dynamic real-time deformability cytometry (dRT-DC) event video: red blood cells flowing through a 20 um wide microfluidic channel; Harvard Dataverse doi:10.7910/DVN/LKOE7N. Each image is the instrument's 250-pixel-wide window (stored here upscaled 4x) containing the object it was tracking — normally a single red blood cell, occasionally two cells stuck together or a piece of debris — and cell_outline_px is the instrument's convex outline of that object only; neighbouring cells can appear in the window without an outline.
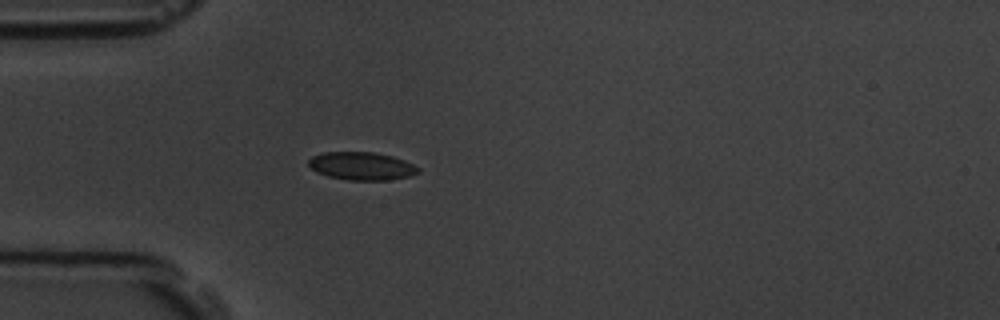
{"species": "common noctule bat (a hibernating species)", "species_latin": "Nyctalus noctula", "temperature_condition": "room temperature", "stored_images_in_passage": 4, "camera_frame_rate_fps": 3000, "um_per_image_px": 0.085, "animal": {"sex": "male", "body_mass_g": 19.5, "forearm_length_mm": 54.6}, "frame": {"image": 1, "passage_image": 4, "time_ms": 3.333, "image_size_px": [1000, 320], "cell_outline_px": [[420, 172], [408, 176], [388, 180], [348, 180], [328, 176], [316, 172], [308, 164], [308, 160], [312, 156], [324, 152], [372, 152], [392, 156], [404, 160], [420, 168]], "centroid_in_image_um": [30.73, 14.11], "position_along_channel_um": 54.3, "area_um2": 17.8}}